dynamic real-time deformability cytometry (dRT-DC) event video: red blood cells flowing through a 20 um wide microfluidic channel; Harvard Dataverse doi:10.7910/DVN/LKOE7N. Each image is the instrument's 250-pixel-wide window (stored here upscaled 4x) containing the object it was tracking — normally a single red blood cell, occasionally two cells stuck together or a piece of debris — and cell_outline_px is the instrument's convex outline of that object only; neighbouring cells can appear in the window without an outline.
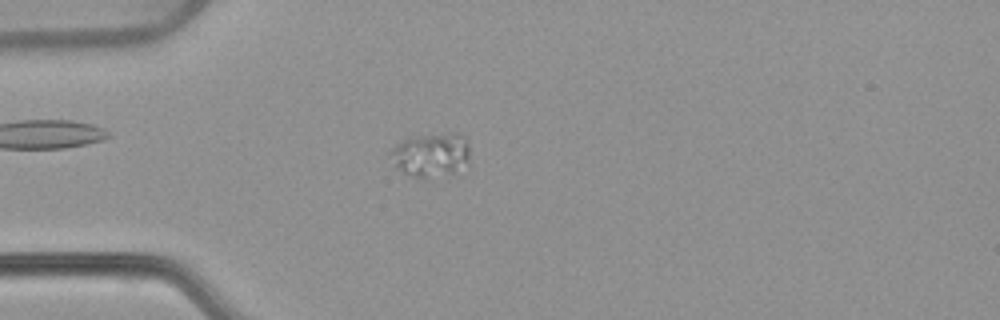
{"species": "common noctule bat (a hibernating species)", "species_latin": "Nyctalus noctula", "temperature_condition": "warm", "stored_images_in_passage": 54, "camera_frame_rate_fps": 3000, "um_per_image_px": 0.085, "animal": {"sex": "female", "body_mass_g": 22.7, "forearm_length_mm": 54.2}, "frame": {"image": 1, "passage_image": 15, "time_ms": 4.667, "image_size_px": [1000, 320], "cell_outline_px": [[468, 160], [452, 172], [424, 180], [412, 176], [396, 168], [388, 152], [396, 144], [404, 140], [416, 136], [448, 132], [460, 132], [468, 140]], "centroid_in_image_um": [36.61, 13.14], "position_along_channel_um": 48.4, "area_um2": 20.35}}
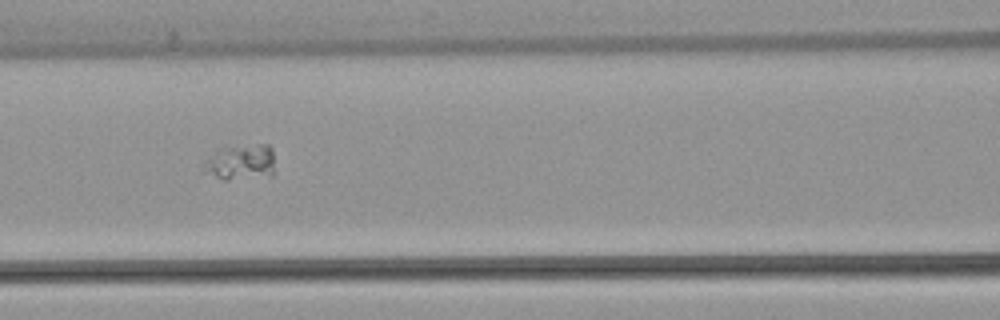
{"frame": {"image": 2, "passage_image": 24, "time_ms": 7.667, "image_size_px": [1000, 320], "cell_outline_px": [[272, 176], [228, 180], [224, 180], [200, 172], [204, 160], [216, 152], [224, 148], [256, 144], [268, 144], [272, 148]], "centroid_in_image_um": [20.4, 13.82], "position_along_channel_um": 146.2, "area_um2": 14.85}}
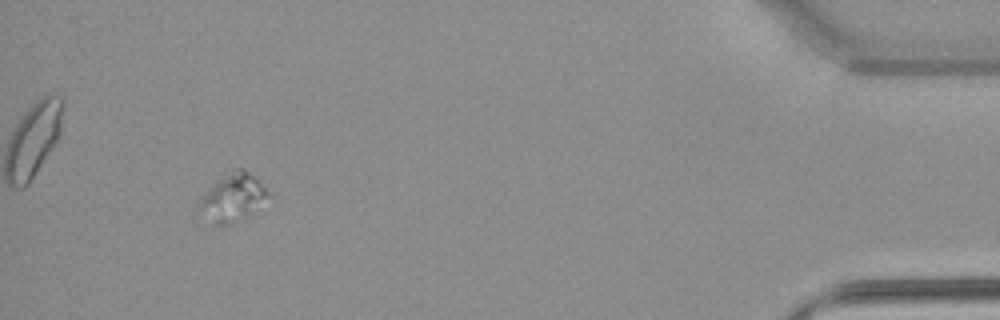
{"frame": {"image": 3, "passage_image": 51, "time_ms": 16.667, "image_size_px": [1000, 320], "cell_outline_px": [[268, 192], [248, 216], [232, 224], [216, 228], [196, 208], [196, 200], [212, 184], [236, 168], [244, 168]], "centroid_in_image_um": [19.62, 16.86], "position_along_channel_um": 415.6, "area_um2": 18.9}}